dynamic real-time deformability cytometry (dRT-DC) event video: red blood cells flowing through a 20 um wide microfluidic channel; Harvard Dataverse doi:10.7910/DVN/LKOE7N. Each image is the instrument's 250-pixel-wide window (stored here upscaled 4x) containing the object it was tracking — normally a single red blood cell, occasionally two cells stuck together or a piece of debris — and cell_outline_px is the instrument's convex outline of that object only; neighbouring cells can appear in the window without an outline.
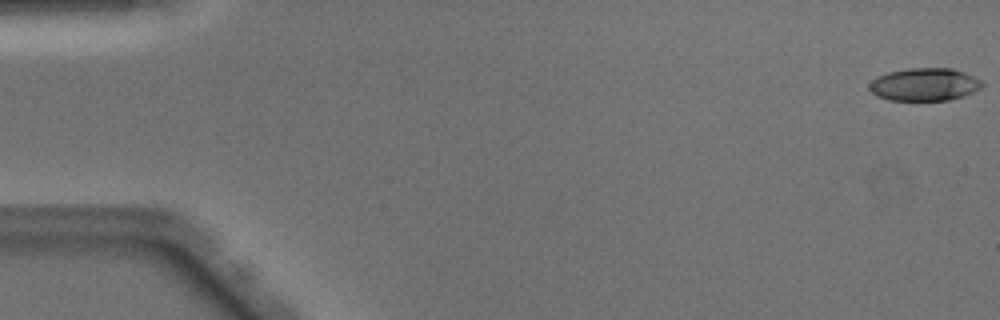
{"species": "Egyptian fruit bat (a non-hibernating species)", "species_latin": "Rousettus aegyptiacus", "temperature_condition": "warm", "stored_images_in_passage": 49, "camera_frame_rate_fps": 3000, "um_per_image_px": 0.085, "animal": {"sex": "male"}, "frame": {"image": 1, "passage_image": 1, "time_ms": 0.0, "image_size_px": [1000, 320], "cell_outline_px": [[984, 84], [980, 88], [964, 96], [948, 100], [888, 100], [876, 96], [868, 88], [868, 84], [876, 76], [888, 72], [908, 68], [952, 68], [964, 72], [984, 80]], "centroid_in_image_um": [78.58, 7.17], "position_along_channel_um": 6.4, "area_um2": 21.79}}
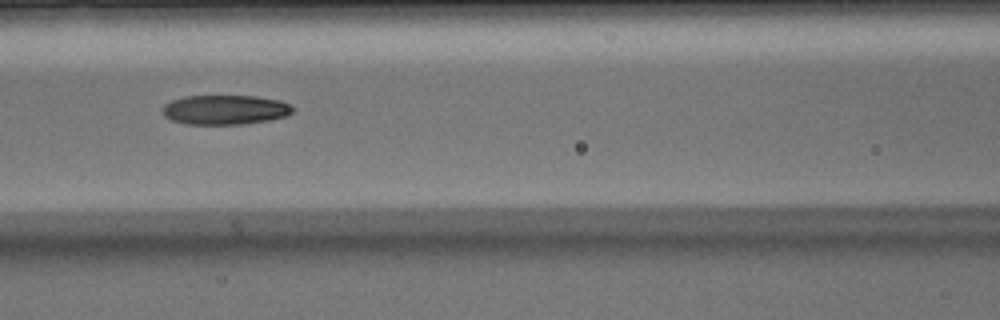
{"frame": {"image": 2, "passage_image": 22, "time_ms": 7.0, "image_size_px": [1000, 320], "cell_outline_px": [[296, 108], [288, 116], [272, 120], [244, 124], [184, 124], [172, 120], [164, 116], [164, 104], [172, 100], [184, 96], [256, 96], [280, 100]], "centroid_in_image_um": [19.18, 9.33], "position_along_channel_um": 147.4, "area_um2": 22.6}}
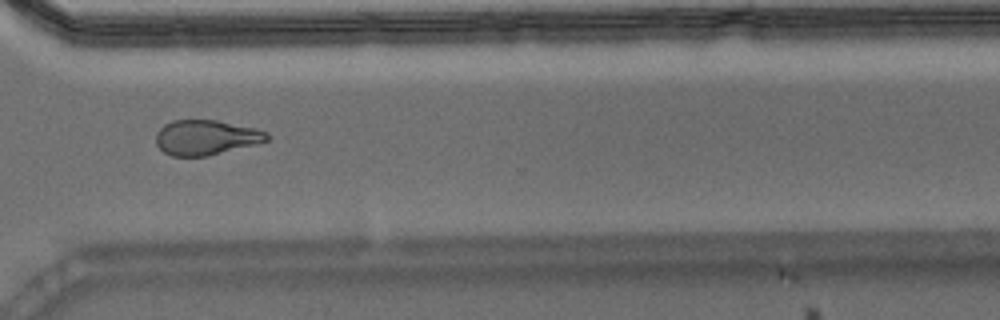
{"frame": {"image": 3, "passage_image": 37, "time_ms": 12.0, "image_size_px": [1000, 320], "cell_outline_px": [[272, 136], [268, 140], [208, 156], [172, 156], [164, 152], [156, 144], [156, 132], [164, 124], [172, 120], [216, 120], [252, 128], [268, 132]], "centroid_in_image_um": [17.47, 11.68], "position_along_channel_um": 353.1, "area_um2": 22.43}, "authors_computed_cell_mechanics": {"area_um2": 23.12, "velocity_mm_per_s": 4.1185, "shape_relaxation_time_tau1_ms": 5.3085, "shape_relaxation_time_tau2_ms": 2.7771, "deformation_change_tau1": 0.1898, "deformation_change_tau2": 0.104}}